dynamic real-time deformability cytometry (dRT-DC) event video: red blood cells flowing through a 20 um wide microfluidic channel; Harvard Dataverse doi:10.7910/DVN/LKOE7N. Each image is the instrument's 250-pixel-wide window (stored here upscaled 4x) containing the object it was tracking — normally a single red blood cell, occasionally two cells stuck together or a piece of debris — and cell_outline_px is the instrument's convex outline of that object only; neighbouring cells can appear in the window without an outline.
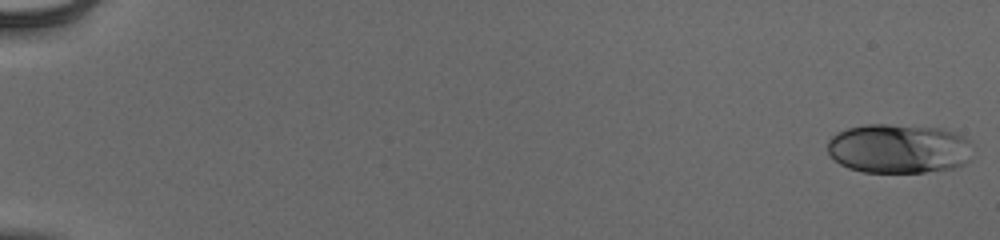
{"species": "human", "species_latin": "Homo sapiens", "temperature_condition": "cold", "stored_images_in_passage": 54, "camera_frame_rate_fps": 3000, "um_per_image_px": 0.085, "donor": {"sex": "male"}, "frame": {"image": 1, "passage_image": 1, "time_ms": 0.0, "image_size_px": [1000, 240], "cell_outline_px": [[968, 160], [964, 164], [952, 168], [924, 172], [864, 172], [848, 168], [840, 164], [828, 152], [828, 140], [832, 136], [848, 128], [868, 124], [888, 124], [944, 128], [956, 132], [964, 136], [968, 140]], "centroid_in_image_um": [76.37, 12.62], "position_along_channel_um": 8.6, "area_um2": 41.62}}
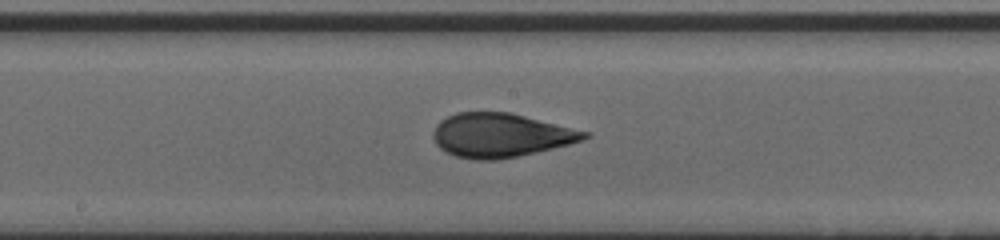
{"frame": {"image": 2, "passage_image": 31, "time_ms": 10.0, "image_size_px": [1000, 240], "cell_outline_px": [[592, 136], [584, 140], [552, 148], [516, 156], [496, 160], [476, 160], [456, 156], [444, 152], [436, 144], [432, 136], [432, 132], [436, 124], [440, 120], [456, 112], [512, 112], [592, 132]], "centroid_in_image_um": [42.57, 11.48], "position_along_channel_um": 205.6, "area_um2": 39.07}}
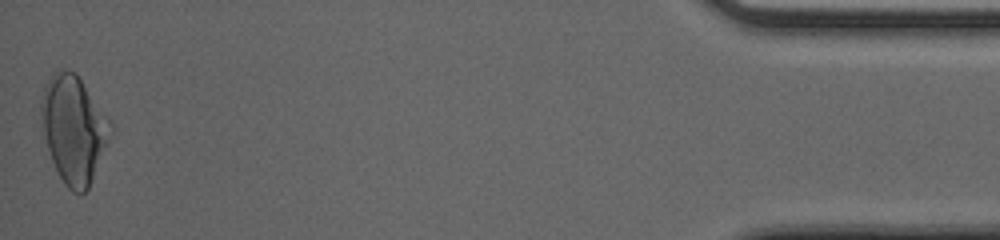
{"frame": {"image": 3, "passage_image": 54, "time_ms": 17.667, "image_size_px": [1000, 240], "cell_outline_px": [[112, 128], [108, 140], [88, 188], [80, 196], [72, 192], [64, 184], [52, 160], [44, 136], [40, 108], [40, 100], [44, 84], [52, 72], [56, 68], [68, 68], [76, 72], [112, 120]], "centroid_in_image_um": [6.25, 10.89], "position_along_channel_um": 428.9, "area_um2": 43.64}, "authors_computed_cell_mechanics": {"area_um2": 38.8127, "velocity_mm_per_s": 3.9548, "shape_relaxation_time_tau1_ms": 6.5064, "shape_relaxation_time_tau2_ms": 0.9107, "deformation_change_tau1": 0.2089, "deformation_change_tau2": 0.0617}}